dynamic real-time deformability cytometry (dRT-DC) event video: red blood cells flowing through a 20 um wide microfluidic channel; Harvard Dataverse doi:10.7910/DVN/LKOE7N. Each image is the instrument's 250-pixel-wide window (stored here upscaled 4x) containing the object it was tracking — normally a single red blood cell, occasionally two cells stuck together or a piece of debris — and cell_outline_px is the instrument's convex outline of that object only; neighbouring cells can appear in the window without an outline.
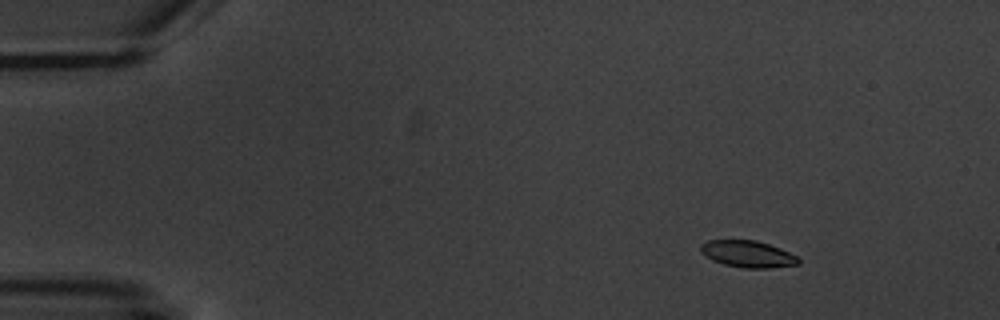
{"species": "common noctule bat (a hibernating species)", "species_latin": "Nyctalus noctula", "temperature_condition": "warm", "stored_images_in_passage": 9, "camera_frame_rate_fps": 3000, "um_per_image_px": 0.085, "animal": {"sex": "male", "body_mass_g": 20.1, "forearm_length_mm": 53.5}, "frame": {"image": 1, "passage_image": 1, "time_ms": 0.0, "image_size_px": [1000, 320], "cell_outline_px": [[800, 264], [772, 268], [744, 268], [724, 264], [712, 260], [700, 252], [700, 244], [708, 240], [756, 240], [780, 248], [796, 256], [800, 260]], "centroid_in_image_um": [63.55, 21.59], "position_along_channel_um": 21.5, "area_um2": 15.26}}
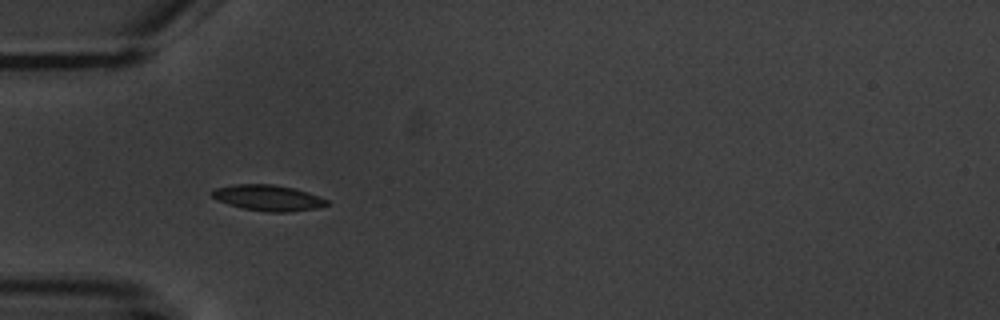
{"frame": {"image": 2, "passage_image": 4, "time_ms": 3.667, "image_size_px": [1000, 320], "cell_outline_px": [[328, 204], [316, 208], [288, 212], [268, 212], [244, 208], [228, 204], [216, 200], [212, 196], [212, 192], [216, 188], [232, 184], [272, 184], [292, 188], [308, 192], [328, 200]], "centroid_in_image_um": [22.77, 16.81], "position_along_channel_um": 62.2, "area_um2": 17.11}}
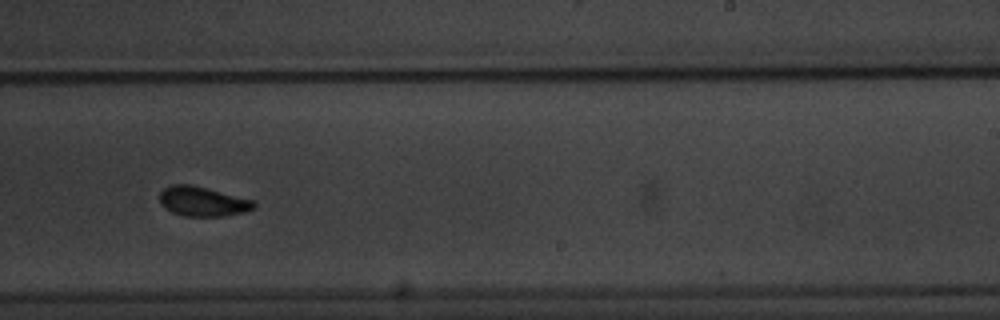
{"frame": {"image": 3, "passage_image": 9, "time_ms": 9.667, "image_size_px": [1000, 320], "cell_outline_px": [[256, 208], [244, 212], [224, 216], [184, 216], [172, 212], [164, 208], [160, 204], [160, 192], [164, 188], [172, 184], [192, 184], [256, 200]], "centroid_in_image_um": [17.25, 17.11], "position_along_channel_um": 271.7, "area_um2": 16.59}}